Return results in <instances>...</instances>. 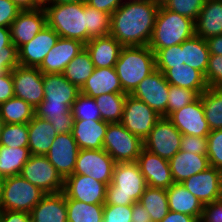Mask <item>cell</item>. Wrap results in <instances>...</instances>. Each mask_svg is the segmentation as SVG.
<instances>
[{
    "instance_id": "cell-1",
    "label": "cell",
    "mask_w": 222,
    "mask_h": 222,
    "mask_svg": "<svg viewBox=\"0 0 222 222\" xmlns=\"http://www.w3.org/2000/svg\"><path fill=\"white\" fill-rule=\"evenodd\" d=\"M161 2L124 1L112 14L110 35L122 46H148Z\"/></svg>"
},
{
    "instance_id": "cell-2",
    "label": "cell",
    "mask_w": 222,
    "mask_h": 222,
    "mask_svg": "<svg viewBox=\"0 0 222 222\" xmlns=\"http://www.w3.org/2000/svg\"><path fill=\"white\" fill-rule=\"evenodd\" d=\"M44 99L35 108V115L50 121L55 131L71 133L74 125L72 104L80 89L70 83L62 73L43 74Z\"/></svg>"
},
{
    "instance_id": "cell-3",
    "label": "cell",
    "mask_w": 222,
    "mask_h": 222,
    "mask_svg": "<svg viewBox=\"0 0 222 222\" xmlns=\"http://www.w3.org/2000/svg\"><path fill=\"white\" fill-rule=\"evenodd\" d=\"M115 70L124 93L131 95L156 70L155 53L149 46H123Z\"/></svg>"
},
{
    "instance_id": "cell-4",
    "label": "cell",
    "mask_w": 222,
    "mask_h": 222,
    "mask_svg": "<svg viewBox=\"0 0 222 222\" xmlns=\"http://www.w3.org/2000/svg\"><path fill=\"white\" fill-rule=\"evenodd\" d=\"M47 25L61 38L87 43V3H44Z\"/></svg>"
},
{
    "instance_id": "cell-5",
    "label": "cell",
    "mask_w": 222,
    "mask_h": 222,
    "mask_svg": "<svg viewBox=\"0 0 222 222\" xmlns=\"http://www.w3.org/2000/svg\"><path fill=\"white\" fill-rule=\"evenodd\" d=\"M147 187L137 162L116 163L112 181L106 188L104 205H133Z\"/></svg>"
},
{
    "instance_id": "cell-6",
    "label": "cell",
    "mask_w": 222,
    "mask_h": 222,
    "mask_svg": "<svg viewBox=\"0 0 222 222\" xmlns=\"http://www.w3.org/2000/svg\"><path fill=\"white\" fill-rule=\"evenodd\" d=\"M195 35V22L160 5L156 15L150 49H164L182 44Z\"/></svg>"
},
{
    "instance_id": "cell-7",
    "label": "cell",
    "mask_w": 222,
    "mask_h": 222,
    "mask_svg": "<svg viewBox=\"0 0 222 222\" xmlns=\"http://www.w3.org/2000/svg\"><path fill=\"white\" fill-rule=\"evenodd\" d=\"M45 194L21 175L6 177L0 194V210L30 213Z\"/></svg>"
},
{
    "instance_id": "cell-8",
    "label": "cell",
    "mask_w": 222,
    "mask_h": 222,
    "mask_svg": "<svg viewBox=\"0 0 222 222\" xmlns=\"http://www.w3.org/2000/svg\"><path fill=\"white\" fill-rule=\"evenodd\" d=\"M143 148V140L121 123H108L103 149L116 163L137 161Z\"/></svg>"
},
{
    "instance_id": "cell-9",
    "label": "cell",
    "mask_w": 222,
    "mask_h": 222,
    "mask_svg": "<svg viewBox=\"0 0 222 222\" xmlns=\"http://www.w3.org/2000/svg\"><path fill=\"white\" fill-rule=\"evenodd\" d=\"M20 175L47 193H58L64 189V179L44 155H31Z\"/></svg>"
},
{
    "instance_id": "cell-10",
    "label": "cell",
    "mask_w": 222,
    "mask_h": 222,
    "mask_svg": "<svg viewBox=\"0 0 222 222\" xmlns=\"http://www.w3.org/2000/svg\"><path fill=\"white\" fill-rule=\"evenodd\" d=\"M182 134L167 117H161L143 140L144 148L170 160L181 147Z\"/></svg>"
},
{
    "instance_id": "cell-11",
    "label": "cell",
    "mask_w": 222,
    "mask_h": 222,
    "mask_svg": "<svg viewBox=\"0 0 222 222\" xmlns=\"http://www.w3.org/2000/svg\"><path fill=\"white\" fill-rule=\"evenodd\" d=\"M160 118L145 102L126 96L120 123L134 135L144 140Z\"/></svg>"
},
{
    "instance_id": "cell-12",
    "label": "cell",
    "mask_w": 222,
    "mask_h": 222,
    "mask_svg": "<svg viewBox=\"0 0 222 222\" xmlns=\"http://www.w3.org/2000/svg\"><path fill=\"white\" fill-rule=\"evenodd\" d=\"M115 164L114 159L103 148L79 149L73 174L91 176L108 186L112 181Z\"/></svg>"
},
{
    "instance_id": "cell-13",
    "label": "cell",
    "mask_w": 222,
    "mask_h": 222,
    "mask_svg": "<svg viewBox=\"0 0 222 222\" xmlns=\"http://www.w3.org/2000/svg\"><path fill=\"white\" fill-rule=\"evenodd\" d=\"M169 86L164 74L156 69L138 84L131 95L145 102L161 117H167Z\"/></svg>"
},
{
    "instance_id": "cell-14",
    "label": "cell",
    "mask_w": 222,
    "mask_h": 222,
    "mask_svg": "<svg viewBox=\"0 0 222 222\" xmlns=\"http://www.w3.org/2000/svg\"><path fill=\"white\" fill-rule=\"evenodd\" d=\"M11 72L14 97L23 99L35 109L44 99L43 73L36 67L22 65Z\"/></svg>"
},
{
    "instance_id": "cell-15",
    "label": "cell",
    "mask_w": 222,
    "mask_h": 222,
    "mask_svg": "<svg viewBox=\"0 0 222 222\" xmlns=\"http://www.w3.org/2000/svg\"><path fill=\"white\" fill-rule=\"evenodd\" d=\"M182 135L207 137L211 132L205 119L201 96L167 117Z\"/></svg>"
},
{
    "instance_id": "cell-16",
    "label": "cell",
    "mask_w": 222,
    "mask_h": 222,
    "mask_svg": "<svg viewBox=\"0 0 222 222\" xmlns=\"http://www.w3.org/2000/svg\"><path fill=\"white\" fill-rule=\"evenodd\" d=\"M107 185L91 176L71 174L64 180V194L89 204H105Z\"/></svg>"
},
{
    "instance_id": "cell-17",
    "label": "cell",
    "mask_w": 222,
    "mask_h": 222,
    "mask_svg": "<svg viewBox=\"0 0 222 222\" xmlns=\"http://www.w3.org/2000/svg\"><path fill=\"white\" fill-rule=\"evenodd\" d=\"M78 152L79 147L72 133H60L45 156L65 180L74 173Z\"/></svg>"
},
{
    "instance_id": "cell-18",
    "label": "cell",
    "mask_w": 222,
    "mask_h": 222,
    "mask_svg": "<svg viewBox=\"0 0 222 222\" xmlns=\"http://www.w3.org/2000/svg\"><path fill=\"white\" fill-rule=\"evenodd\" d=\"M183 186L197 197L203 205L222 198V172L209 166L182 182Z\"/></svg>"
},
{
    "instance_id": "cell-19",
    "label": "cell",
    "mask_w": 222,
    "mask_h": 222,
    "mask_svg": "<svg viewBox=\"0 0 222 222\" xmlns=\"http://www.w3.org/2000/svg\"><path fill=\"white\" fill-rule=\"evenodd\" d=\"M47 25L44 7L35 10H21L11 23L12 43L19 49L31 41Z\"/></svg>"
},
{
    "instance_id": "cell-20",
    "label": "cell",
    "mask_w": 222,
    "mask_h": 222,
    "mask_svg": "<svg viewBox=\"0 0 222 222\" xmlns=\"http://www.w3.org/2000/svg\"><path fill=\"white\" fill-rule=\"evenodd\" d=\"M59 37L55 30L46 25L31 41L18 49L19 65L38 68Z\"/></svg>"
},
{
    "instance_id": "cell-21",
    "label": "cell",
    "mask_w": 222,
    "mask_h": 222,
    "mask_svg": "<svg viewBox=\"0 0 222 222\" xmlns=\"http://www.w3.org/2000/svg\"><path fill=\"white\" fill-rule=\"evenodd\" d=\"M136 162L147 186L168 189L174 183L168 160L143 148Z\"/></svg>"
},
{
    "instance_id": "cell-22",
    "label": "cell",
    "mask_w": 222,
    "mask_h": 222,
    "mask_svg": "<svg viewBox=\"0 0 222 222\" xmlns=\"http://www.w3.org/2000/svg\"><path fill=\"white\" fill-rule=\"evenodd\" d=\"M85 48V44L76 39L59 37L43 59L38 69L43 74L63 73L71 60Z\"/></svg>"
},
{
    "instance_id": "cell-23",
    "label": "cell",
    "mask_w": 222,
    "mask_h": 222,
    "mask_svg": "<svg viewBox=\"0 0 222 222\" xmlns=\"http://www.w3.org/2000/svg\"><path fill=\"white\" fill-rule=\"evenodd\" d=\"M31 222H67L66 195L47 193L30 212Z\"/></svg>"
},
{
    "instance_id": "cell-24",
    "label": "cell",
    "mask_w": 222,
    "mask_h": 222,
    "mask_svg": "<svg viewBox=\"0 0 222 222\" xmlns=\"http://www.w3.org/2000/svg\"><path fill=\"white\" fill-rule=\"evenodd\" d=\"M108 122L103 120H74L72 136L79 149L99 150L103 148Z\"/></svg>"
},
{
    "instance_id": "cell-25",
    "label": "cell",
    "mask_w": 222,
    "mask_h": 222,
    "mask_svg": "<svg viewBox=\"0 0 222 222\" xmlns=\"http://www.w3.org/2000/svg\"><path fill=\"white\" fill-rule=\"evenodd\" d=\"M80 93L96 98L102 94L124 93L115 67L94 68L91 76L86 80Z\"/></svg>"
},
{
    "instance_id": "cell-26",
    "label": "cell",
    "mask_w": 222,
    "mask_h": 222,
    "mask_svg": "<svg viewBox=\"0 0 222 222\" xmlns=\"http://www.w3.org/2000/svg\"><path fill=\"white\" fill-rule=\"evenodd\" d=\"M174 183H182L194 174L206 170L210 164L207 155L179 150L169 161Z\"/></svg>"
},
{
    "instance_id": "cell-27",
    "label": "cell",
    "mask_w": 222,
    "mask_h": 222,
    "mask_svg": "<svg viewBox=\"0 0 222 222\" xmlns=\"http://www.w3.org/2000/svg\"><path fill=\"white\" fill-rule=\"evenodd\" d=\"M122 47L111 35L92 38L85 44L95 68L115 67Z\"/></svg>"
},
{
    "instance_id": "cell-28",
    "label": "cell",
    "mask_w": 222,
    "mask_h": 222,
    "mask_svg": "<svg viewBox=\"0 0 222 222\" xmlns=\"http://www.w3.org/2000/svg\"><path fill=\"white\" fill-rule=\"evenodd\" d=\"M195 35L204 40L222 35V0H205L195 21Z\"/></svg>"
},
{
    "instance_id": "cell-29",
    "label": "cell",
    "mask_w": 222,
    "mask_h": 222,
    "mask_svg": "<svg viewBox=\"0 0 222 222\" xmlns=\"http://www.w3.org/2000/svg\"><path fill=\"white\" fill-rule=\"evenodd\" d=\"M57 134L50 121L35 115L28 122V148L31 155L45 156Z\"/></svg>"
},
{
    "instance_id": "cell-30",
    "label": "cell",
    "mask_w": 222,
    "mask_h": 222,
    "mask_svg": "<svg viewBox=\"0 0 222 222\" xmlns=\"http://www.w3.org/2000/svg\"><path fill=\"white\" fill-rule=\"evenodd\" d=\"M169 211L179 212L201 219L203 203L188 191L182 183H173L166 189Z\"/></svg>"
},
{
    "instance_id": "cell-31",
    "label": "cell",
    "mask_w": 222,
    "mask_h": 222,
    "mask_svg": "<svg viewBox=\"0 0 222 222\" xmlns=\"http://www.w3.org/2000/svg\"><path fill=\"white\" fill-rule=\"evenodd\" d=\"M157 70L164 74L170 85L194 90L199 96L208 88L204 75L190 66H174L170 69Z\"/></svg>"
},
{
    "instance_id": "cell-32",
    "label": "cell",
    "mask_w": 222,
    "mask_h": 222,
    "mask_svg": "<svg viewBox=\"0 0 222 222\" xmlns=\"http://www.w3.org/2000/svg\"><path fill=\"white\" fill-rule=\"evenodd\" d=\"M183 64L200 71L204 76L208 66L210 52L207 41L194 35L181 44Z\"/></svg>"
},
{
    "instance_id": "cell-33",
    "label": "cell",
    "mask_w": 222,
    "mask_h": 222,
    "mask_svg": "<svg viewBox=\"0 0 222 222\" xmlns=\"http://www.w3.org/2000/svg\"><path fill=\"white\" fill-rule=\"evenodd\" d=\"M30 156L28 147L14 148L0 145V175L3 178L20 175Z\"/></svg>"
},
{
    "instance_id": "cell-34",
    "label": "cell",
    "mask_w": 222,
    "mask_h": 222,
    "mask_svg": "<svg viewBox=\"0 0 222 222\" xmlns=\"http://www.w3.org/2000/svg\"><path fill=\"white\" fill-rule=\"evenodd\" d=\"M94 68L90 54L87 49L84 48L65 67L62 74L70 83L81 89L93 73Z\"/></svg>"
},
{
    "instance_id": "cell-35",
    "label": "cell",
    "mask_w": 222,
    "mask_h": 222,
    "mask_svg": "<svg viewBox=\"0 0 222 222\" xmlns=\"http://www.w3.org/2000/svg\"><path fill=\"white\" fill-rule=\"evenodd\" d=\"M149 212L153 222L161 221L169 212L166 189L147 186L138 201Z\"/></svg>"
},
{
    "instance_id": "cell-36",
    "label": "cell",
    "mask_w": 222,
    "mask_h": 222,
    "mask_svg": "<svg viewBox=\"0 0 222 222\" xmlns=\"http://www.w3.org/2000/svg\"><path fill=\"white\" fill-rule=\"evenodd\" d=\"M67 222H103L104 204H89L66 196Z\"/></svg>"
},
{
    "instance_id": "cell-37",
    "label": "cell",
    "mask_w": 222,
    "mask_h": 222,
    "mask_svg": "<svg viewBox=\"0 0 222 222\" xmlns=\"http://www.w3.org/2000/svg\"><path fill=\"white\" fill-rule=\"evenodd\" d=\"M35 116V109L23 99L13 97L0 104V118L6 124L28 123Z\"/></svg>"
},
{
    "instance_id": "cell-38",
    "label": "cell",
    "mask_w": 222,
    "mask_h": 222,
    "mask_svg": "<svg viewBox=\"0 0 222 222\" xmlns=\"http://www.w3.org/2000/svg\"><path fill=\"white\" fill-rule=\"evenodd\" d=\"M126 96L125 93H109L94 98L103 121L108 123L121 122Z\"/></svg>"
},
{
    "instance_id": "cell-39",
    "label": "cell",
    "mask_w": 222,
    "mask_h": 222,
    "mask_svg": "<svg viewBox=\"0 0 222 222\" xmlns=\"http://www.w3.org/2000/svg\"><path fill=\"white\" fill-rule=\"evenodd\" d=\"M200 96L211 131L222 129V89L208 87Z\"/></svg>"
},
{
    "instance_id": "cell-40",
    "label": "cell",
    "mask_w": 222,
    "mask_h": 222,
    "mask_svg": "<svg viewBox=\"0 0 222 222\" xmlns=\"http://www.w3.org/2000/svg\"><path fill=\"white\" fill-rule=\"evenodd\" d=\"M111 14L87 4V42L95 37L110 35Z\"/></svg>"
},
{
    "instance_id": "cell-41",
    "label": "cell",
    "mask_w": 222,
    "mask_h": 222,
    "mask_svg": "<svg viewBox=\"0 0 222 222\" xmlns=\"http://www.w3.org/2000/svg\"><path fill=\"white\" fill-rule=\"evenodd\" d=\"M0 145L14 148L28 147V123H4Z\"/></svg>"
},
{
    "instance_id": "cell-42",
    "label": "cell",
    "mask_w": 222,
    "mask_h": 222,
    "mask_svg": "<svg viewBox=\"0 0 222 222\" xmlns=\"http://www.w3.org/2000/svg\"><path fill=\"white\" fill-rule=\"evenodd\" d=\"M74 120H102L99 108L94 98L88 97L82 93L71 107Z\"/></svg>"
},
{
    "instance_id": "cell-43",
    "label": "cell",
    "mask_w": 222,
    "mask_h": 222,
    "mask_svg": "<svg viewBox=\"0 0 222 222\" xmlns=\"http://www.w3.org/2000/svg\"><path fill=\"white\" fill-rule=\"evenodd\" d=\"M155 53L156 69H170L183 64V51L181 44L164 49H151Z\"/></svg>"
},
{
    "instance_id": "cell-44",
    "label": "cell",
    "mask_w": 222,
    "mask_h": 222,
    "mask_svg": "<svg viewBox=\"0 0 222 222\" xmlns=\"http://www.w3.org/2000/svg\"><path fill=\"white\" fill-rule=\"evenodd\" d=\"M205 0H162L161 5L168 10L192 19L194 22L203 8Z\"/></svg>"
},
{
    "instance_id": "cell-45",
    "label": "cell",
    "mask_w": 222,
    "mask_h": 222,
    "mask_svg": "<svg viewBox=\"0 0 222 222\" xmlns=\"http://www.w3.org/2000/svg\"><path fill=\"white\" fill-rule=\"evenodd\" d=\"M199 95L191 89L170 85L167 103V117L174 111L194 102Z\"/></svg>"
},
{
    "instance_id": "cell-46",
    "label": "cell",
    "mask_w": 222,
    "mask_h": 222,
    "mask_svg": "<svg viewBox=\"0 0 222 222\" xmlns=\"http://www.w3.org/2000/svg\"><path fill=\"white\" fill-rule=\"evenodd\" d=\"M207 157L209 164L222 172V129L207 135Z\"/></svg>"
},
{
    "instance_id": "cell-47",
    "label": "cell",
    "mask_w": 222,
    "mask_h": 222,
    "mask_svg": "<svg viewBox=\"0 0 222 222\" xmlns=\"http://www.w3.org/2000/svg\"><path fill=\"white\" fill-rule=\"evenodd\" d=\"M204 77L208 87L222 89V56L210 55Z\"/></svg>"
},
{
    "instance_id": "cell-48",
    "label": "cell",
    "mask_w": 222,
    "mask_h": 222,
    "mask_svg": "<svg viewBox=\"0 0 222 222\" xmlns=\"http://www.w3.org/2000/svg\"><path fill=\"white\" fill-rule=\"evenodd\" d=\"M132 205H104L103 222H132Z\"/></svg>"
},
{
    "instance_id": "cell-49",
    "label": "cell",
    "mask_w": 222,
    "mask_h": 222,
    "mask_svg": "<svg viewBox=\"0 0 222 222\" xmlns=\"http://www.w3.org/2000/svg\"><path fill=\"white\" fill-rule=\"evenodd\" d=\"M180 150L199 155H207V137L182 135Z\"/></svg>"
},
{
    "instance_id": "cell-50",
    "label": "cell",
    "mask_w": 222,
    "mask_h": 222,
    "mask_svg": "<svg viewBox=\"0 0 222 222\" xmlns=\"http://www.w3.org/2000/svg\"><path fill=\"white\" fill-rule=\"evenodd\" d=\"M18 65V49L11 43L0 51V75L12 71Z\"/></svg>"
},
{
    "instance_id": "cell-51",
    "label": "cell",
    "mask_w": 222,
    "mask_h": 222,
    "mask_svg": "<svg viewBox=\"0 0 222 222\" xmlns=\"http://www.w3.org/2000/svg\"><path fill=\"white\" fill-rule=\"evenodd\" d=\"M20 11L12 0H0V26L10 28Z\"/></svg>"
},
{
    "instance_id": "cell-52",
    "label": "cell",
    "mask_w": 222,
    "mask_h": 222,
    "mask_svg": "<svg viewBox=\"0 0 222 222\" xmlns=\"http://www.w3.org/2000/svg\"><path fill=\"white\" fill-rule=\"evenodd\" d=\"M200 220L203 222H222V198L205 204Z\"/></svg>"
},
{
    "instance_id": "cell-53",
    "label": "cell",
    "mask_w": 222,
    "mask_h": 222,
    "mask_svg": "<svg viewBox=\"0 0 222 222\" xmlns=\"http://www.w3.org/2000/svg\"><path fill=\"white\" fill-rule=\"evenodd\" d=\"M14 97L12 72L7 71L0 75V104Z\"/></svg>"
},
{
    "instance_id": "cell-54",
    "label": "cell",
    "mask_w": 222,
    "mask_h": 222,
    "mask_svg": "<svg viewBox=\"0 0 222 222\" xmlns=\"http://www.w3.org/2000/svg\"><path fill=\"white\" fill-rule=\"evenodd\" d=\"M85 2L99 11L112 14L124 1L123 0H85Z\"/></svg>"
},
{
    "instance_id": "cell-55",
    "label": "cell",
    "mask_w": 222,
    "mask_h": 222,
    "mask_svg": "<svg viewBox=\"0 0 222 222\" xmlns=\"http://www.w3.org/2000/svg\"><path fill=\"white\" fill-rule=\"evenodd\" d=\"M1 222H31L29 212L1 210Z\"/></svg>"
},
{
    "instance_id": "cell-56",
    "label": "cell",
    "mask_w": 222,
    "mask_h": 222,
    "mask_svg": "<svg viewBox=\"0 0 222 222\" xmlns=\"http://www.w3.org/2000/svg\"><path fill=\"white\" fill-rule=\"evenodd\" d=\"M131 219L132 222H153L149 212L139 202H135L132 205Z\"/></svg>"
},
{
    "instance_id": "cell-57",
    "label": "cell",
    "mask_w": 222,
    "mask_h": 222,
    "mask_svg": "<svg viewBox=\"0 0 222 222\" xmlns=\"http://www.w3.org/2000/svg\"><path fill=\"white\" fill-rule=\"evenodd\" d=\"M197 221L198 219L196 217L179 212L169 211L168 214L159 222H197Z\"/></svg>"
},
{
    "instance_id": "cell-58",
    "label": "cell",
    "mask_w": 222,
    "mask_h": 222,
    "mask_svg": "<svg viewBox=\"0 0 222 222\" xmlns=\"http://www.w3.org/2000/svg\"><path fill=\"white\" fill-rule=\"evenodd\" d=\"M206 41L210 55L222 56V35L210 37Z\"/></svg>"
},
{
    "instance_id": "cell-59",
    "label": "cell",
    "mask_w": 222,
    "mask_h": 222,
    "mask_svg": "<svg viewBox=\"0 0 222 222\" xmlns=\"http://www.w3.org/2000/svg\"><path fill=\"white\" fill-rule=\"evenodd\" d=\"M21 10H35L43 7V0H12Z\"/></svg>"
},
{
    "instance_id": "cell-60",
    "label": "cell",
    "mask_w": 222,
    "mask_h": 222,
    "mask_svg": "<svg viewBox=\"0 0 222 222\" xmlns=\"http://www.w3.org/2000/svg\"><path fill=\"white\" fill-rule=\"evenodd\" d=\"M12 43L10 28L0 26V51Z\"/></svg>"
},
{
    "instance_id": "cell-61",
    "label": "cell",
    "mask_w": 222,
    "mask_h": 222,
    "mask_svg": "<svg viewBox=\"0 0 222 222\" xmlns=\"http://www.w3.org/2000/svg\"><path fill=\"white\" fill-rule=\"evenodd\" d=\"M84 0H44V3H60V4H65V3H72V2H80Z\"/></svg>"
},
{
    "instance_id": "cell-62",
    "label": "cell",
    "mask_w": 222,
    "mask_h": 222,
    "mask_svg": "<svg viewBox=\"0 0 222 222\" xmlns=\"http://www.w3.org/2000/svg\"><path fill=\"white\" fill-rule=\"evenodd\" d=\"M3 127H4V122H3V120L0 118V139H1V133H2Z\"/></svg>"
},
{
    "instance_id": "cell-63",
    "label": "cell",
    "mask_w": 222,
    "mask_h": 222,
    "mask_svg": "<svg viewBox=\"0 0 222 222\" xmlns=\"http://www.w3.org/2000/svg\"><path fill=\"white\" fill-rule=\"evenodd\" d=\"M3 180H4V178L0 175V194L2 191Z\"/></svg>"
}]
</instances>
